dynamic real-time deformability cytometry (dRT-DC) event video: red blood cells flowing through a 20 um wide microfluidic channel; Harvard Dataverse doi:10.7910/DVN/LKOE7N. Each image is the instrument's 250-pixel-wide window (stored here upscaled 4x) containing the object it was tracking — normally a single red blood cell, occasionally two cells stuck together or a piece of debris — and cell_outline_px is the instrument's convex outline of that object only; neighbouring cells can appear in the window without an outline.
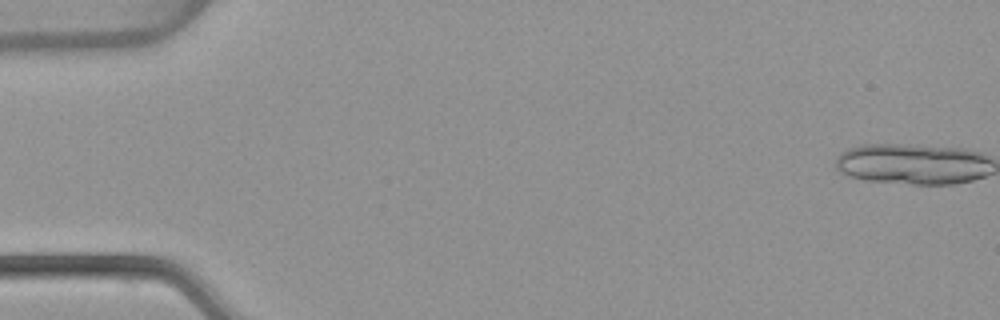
{"species": "common noctule bat (a hibernating species)", "species_latin": "Nyctalus noctula", "temperature_condition": "warm", "stored_images_in_passage": 6, "camera_frame_rate_fps": 3000, "um_per_image_px": 0.085, "animal": {"sex": "female", "body_mass_g": 22.7, "forearm_length_mm": 54.2}, "frame": {"image": 1, "passage_image": 1, "time_ms": 0.0, "image_size_px": [1000, 320], "cell_outline_px": [[984, 160], [980, 176], [964, 180], [928, 180], [860, 152], [928, 152], [972, 156]], "centroid_in_image_um": [79.33, 13.99], "position_along_channel_um": 5.7, "area_um2": 16.47}}